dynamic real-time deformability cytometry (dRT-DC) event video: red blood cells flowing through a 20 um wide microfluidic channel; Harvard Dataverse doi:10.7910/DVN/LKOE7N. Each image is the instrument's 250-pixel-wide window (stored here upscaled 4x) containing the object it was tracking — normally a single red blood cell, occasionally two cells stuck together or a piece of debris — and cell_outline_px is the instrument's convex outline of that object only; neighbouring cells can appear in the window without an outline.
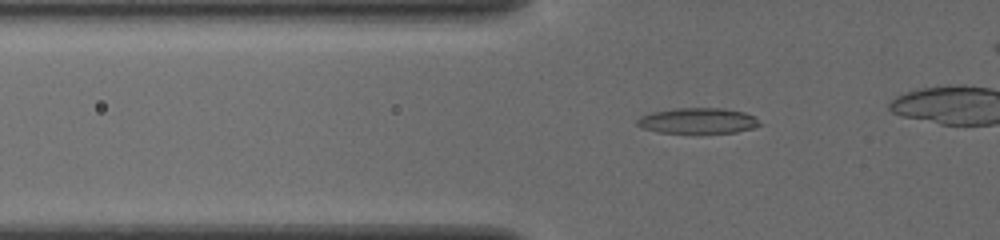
{"species": "common noctule bat (a hibernating species)", "species_latin": "Nyctalus noctula", "temperature_condition": "cold", "stored_images_in_passage": 42, "camera_frame_rate_fps": 3000, "um_per_image_px": 0.085, "animal": {"sex": "female", "body_mass_g": 19.5, "forearm_length_mm": 54.1}, "frame": {"image": 1, "passage_image": 16, "time_ms": 5.0, "image_size_px": [1000, 240], "cell_outline_px": [[764, 124], [752, 128], [736, 132], [656, 132], [640, 128], [636, 124], [636, 120], [640, 116], [652, 112], [676, 108], [724, 108], [744, 112], [756, 116]], "centroid_in_image_um": [59.33, 10.25], "position_along_channel_um": 66.5, "area_um2": 18.38}}
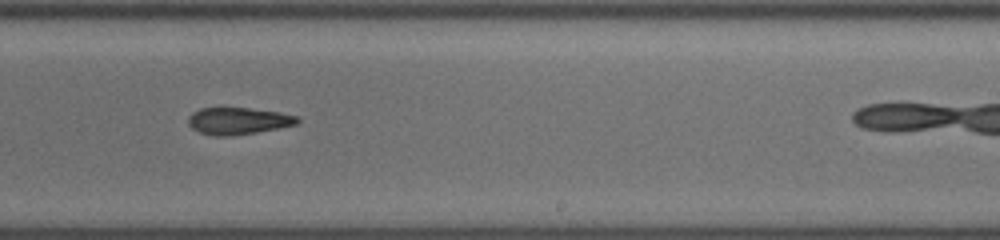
{"frame": {"image": 2, "passage_image": 32, "time_ms": 10.333, "image_size_px": [1000, 240], "cell_outline_px": [[300, 120], [296, 124], [256, 132], [228, 136], [212, 136], [200, 132], [192, 128], [188, 124], [188, 116], [192, 112], [200, 108], [248, 108], [280, 112], [300, 116]], "centroid_in_image_um": [20.23, 10.27], "position_along_channel_um": 268.8, "area_um2": 17.11}}
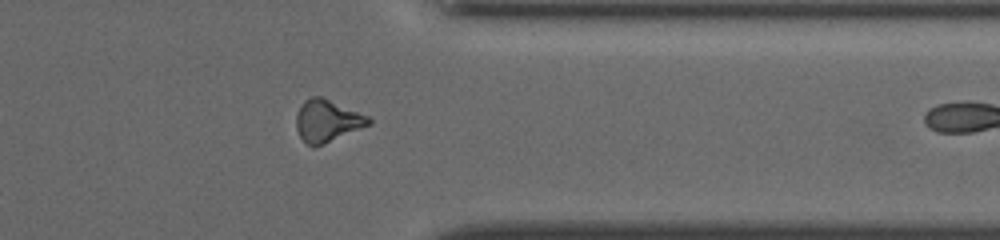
{"frame": {"image": 3, "passage_image": 41, "time_ms": 13.333, "image_size_px": [1000, 240], "cell_outline_px": [[372, 124], [324, 144], [312, 148], [300, 136], [296, 128], [296, 112], [304, 100], [312, 96], [320, 96], [368, 116], [372, 120]], "centroid_in_image_um": [27.8, 10.28], "position_along_channel_um": 383.6, "area_um2": 17.74}}